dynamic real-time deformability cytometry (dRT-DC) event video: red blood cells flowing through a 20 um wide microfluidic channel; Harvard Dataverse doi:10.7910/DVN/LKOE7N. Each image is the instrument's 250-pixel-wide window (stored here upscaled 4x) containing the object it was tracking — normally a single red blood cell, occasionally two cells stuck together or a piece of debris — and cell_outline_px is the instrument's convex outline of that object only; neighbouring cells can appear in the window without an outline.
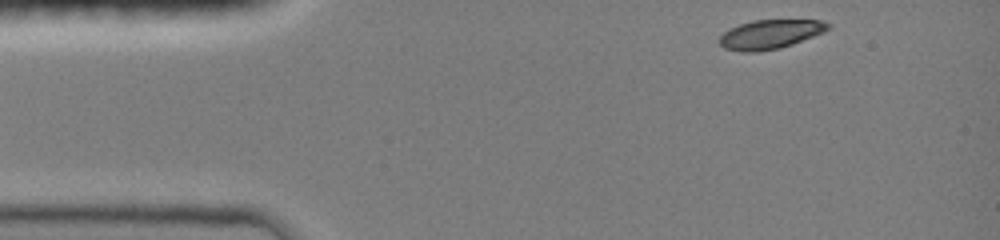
{"species": "common noctule bat (a hibernating species)", "species_latin": "Nyctalus noctula", "temperature_condition": "room temperature", "stored_images_in_passage": 4, "camera_frame_rate_fps": 3000, "um_per_image_px": 0.085, "animal": {"sex": "female", "body_mass_g": 19.0, "forearm_length_mm": 51.5}, "frame": {"image": 1, "passage_image": 1, "time_ms": 0.0, "image_size_px": [1000, 240], "cell_outline_px": [[832, 28], [824, 32], [792, 44], [776, 48], [756, 52], [744, 52], [724, 48], [720, 44], [720, 36], [728, 28], [752, 20], [820, 20], [832, 24]], "centroid_in_image_um": [65.48, 2.9], "position_along_channel_um": 19.5, "area_um2": 18.38}}
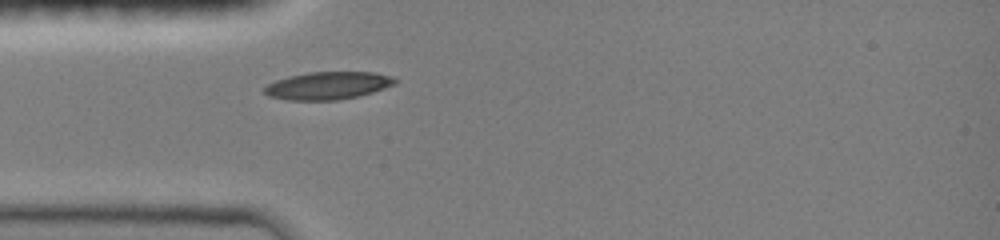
{"frame": {"image": 2, "passage_image": 4, "time_ms": 2.667, "image_size_px": [1000, 240], "cell_outline_px": [[396, 84], [360, 96], [336, 100], [288, 100], [268, 96], [264, 92], [264, 88], [268, 84], [276, 80], [288, 76], [308, 72], [376, 72], [392, 76], [396, 80]], "centroid_in_image_um": [27.87, 7.27], "position_along_channel_um": 57.1, "area_um2": 21.1}}